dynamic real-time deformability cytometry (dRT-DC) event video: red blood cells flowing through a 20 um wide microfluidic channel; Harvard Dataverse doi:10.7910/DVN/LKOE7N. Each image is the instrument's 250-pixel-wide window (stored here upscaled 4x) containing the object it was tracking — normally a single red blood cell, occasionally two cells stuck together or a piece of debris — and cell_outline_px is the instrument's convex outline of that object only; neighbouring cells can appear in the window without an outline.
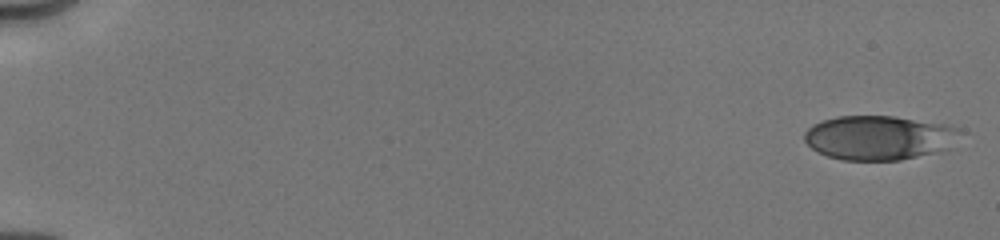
{"species": "human", "species_latin": "Homo sapiens", "temperature_condition": "cold", "stored_images_in_passage": 8, "camera_frame_rate_fps": 3000, "um_per_image_px": 0.085, "donor": {"sex": "male"}, "frame": {"image": 1, "passage_image": 1, "time_ms": 0.0, "image_size_px": [1000, 240], "cell_outline_px": [[960, 132], [948, 148], [936, 152], [900, 160], [840, 160], [828, 156], [812, 148], [804, 140], [804, 132], [812, 124], [836, 116], [892, 116], [952, 124], [960, 128]], "centroid_in_image_um": [74.71, 11.69], "position_along_channel_um": 10.3, "area_um2": 40.23}}